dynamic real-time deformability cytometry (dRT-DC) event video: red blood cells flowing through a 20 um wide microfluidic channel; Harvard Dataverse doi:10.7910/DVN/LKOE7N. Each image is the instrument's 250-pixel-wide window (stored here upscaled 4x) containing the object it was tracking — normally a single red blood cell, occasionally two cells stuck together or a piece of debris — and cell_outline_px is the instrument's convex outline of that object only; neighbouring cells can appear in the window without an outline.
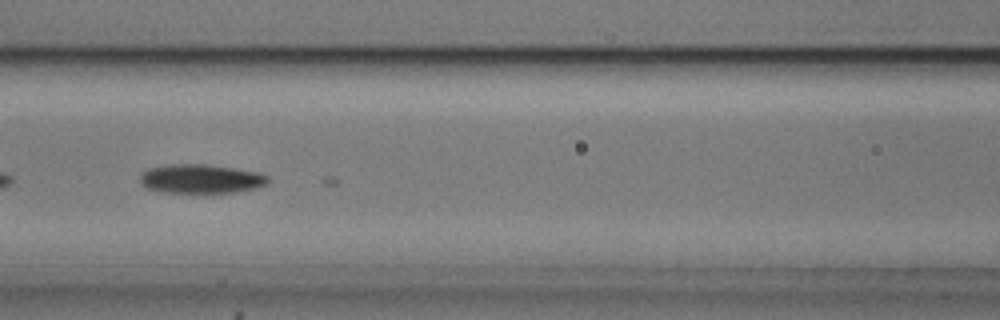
{"species": "common noctule bat (a hibernating species)", "species_latin": "Nyctalus noctula", "temperature_condition": "cold", "stored_images_in_passage": 6, "camera_frame_rate_fps": 3000, "um_per_image_px": 0.085, "animal": {"sex": "male", "body_mass_g": 20.5, "forearm_length_mm": 52.5}, "frame": {"image": 1, "passage_image": 5, "time_ms": 1.333, "image_size_px": [1000, 320], "cell_outline_px": [[268, 184], [256, 188], [236, 192], [212, 196], [204, 196], [160, 192], [144, 188], [140, 184], [140, 176], [148, 168], [168, 164], [204, 164], [236, 168], [260, 172], [268, 176]], "centroid_in_image_um": [17.07, 15.26], "position_along_channel_um": 149.5, "area_um2": 23.06}}